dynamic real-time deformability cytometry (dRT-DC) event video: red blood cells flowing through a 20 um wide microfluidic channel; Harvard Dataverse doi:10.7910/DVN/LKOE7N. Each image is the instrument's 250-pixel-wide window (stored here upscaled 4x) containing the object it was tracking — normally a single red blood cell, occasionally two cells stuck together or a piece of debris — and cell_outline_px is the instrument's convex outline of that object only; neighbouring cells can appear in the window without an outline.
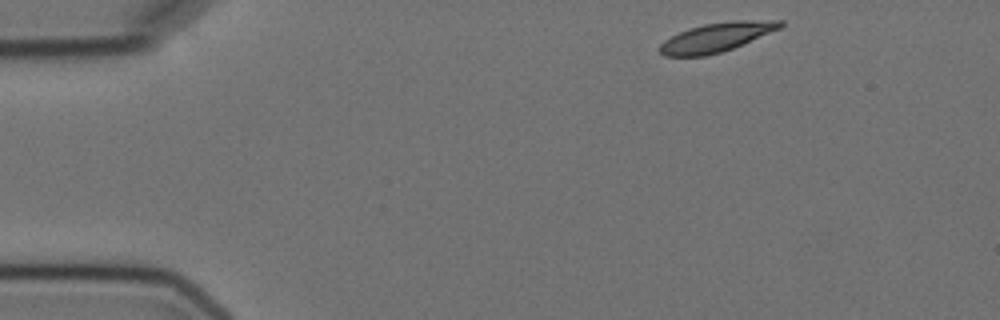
{"species": "Egyptian fruit bat (a non-hibernating species)", "species_latin": "Rousettus aegyptiacus", "temperature_condition": "cold", "stored_images_in_passage": 4, "camera_frame_rate_fps": 3000, "um_per_image_px": 0.085, "animal": {"sex": "female"}, "frame": {"image": 1, "passage_image": 1, "time_ms": 0.0, "image_size_px": [1000, 320], "cell_outline_px": [[784, 24], [780, 28], [732, 48], [720, 52], [704, 56], [664, 56], [660, 52], [660, 44], [664, 40], [688, 28], [704, 24], [736, 20], [784, 20]], "centroid_in_image_um": [60.89, 3.16], "position_along_channel_um": 24.1, "area_um2": 20.11}}
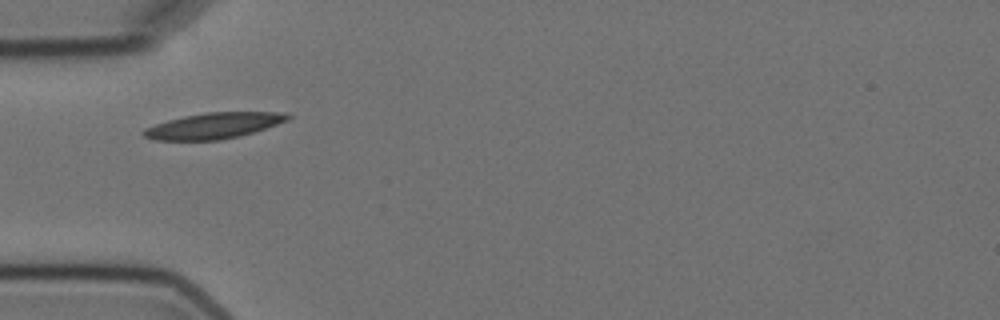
{"frame": {"image": 2, "passage_image": 4, "time_ms": 3.333, "image_size_px": [1000, 320], "cell_outline_px": [[292, 116], [288, 120], [240, 136], [220, 140], [156, 140], [144, 136], [140, 132], [144, 128], [168, 120], [184, 116], [208, 112], [288, 112]], "centroid_in_image_um": [18.16, 10.68], "position_along_channel_um": 66.8, "area_um2": 21.62}}